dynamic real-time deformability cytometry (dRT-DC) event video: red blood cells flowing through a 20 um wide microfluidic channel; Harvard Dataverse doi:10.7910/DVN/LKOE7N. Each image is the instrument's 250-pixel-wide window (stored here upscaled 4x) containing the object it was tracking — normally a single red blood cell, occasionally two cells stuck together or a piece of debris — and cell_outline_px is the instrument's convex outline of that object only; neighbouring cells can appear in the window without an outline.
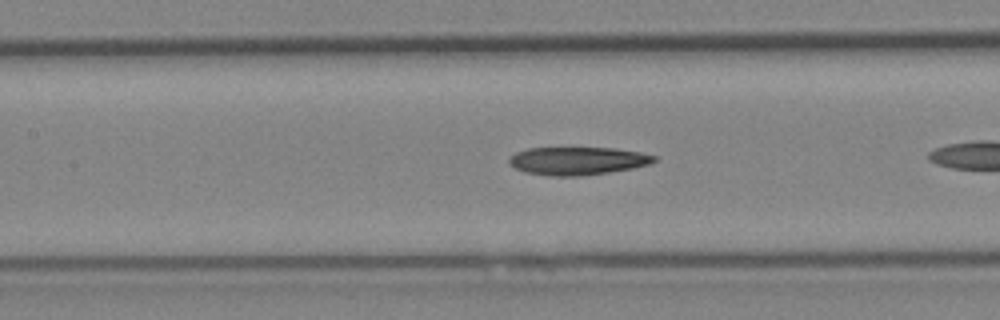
{"species": "Egyptian fruit bat (a non-hibernating species)", "species_latin": "Rousettus aegyptiacus", "temperature_condition": "cold", "stored_images_in_passage": 22, "camera_frame_rate_fps": 3000, "um_per_image_px": 0.085, "animal": {"sex": "female"}, "frame": {"image": 1, "passage_image": 7, "time_ms": 2.0, "image_size_px": [1000, 320], "cell_outline_px": [[656, 160], [648, 164], [632, 168], [608, 172], [580, 176], [548, 176], [524, 172], [508, 164], [508, 160], [516, 152], [528, 148], [612, 148], [640, 152], [656, 156]], "centroid_in_image_um": [49.05, 13.67], "position_along_channel_um": 158.3, "area_um2": 23.52}}
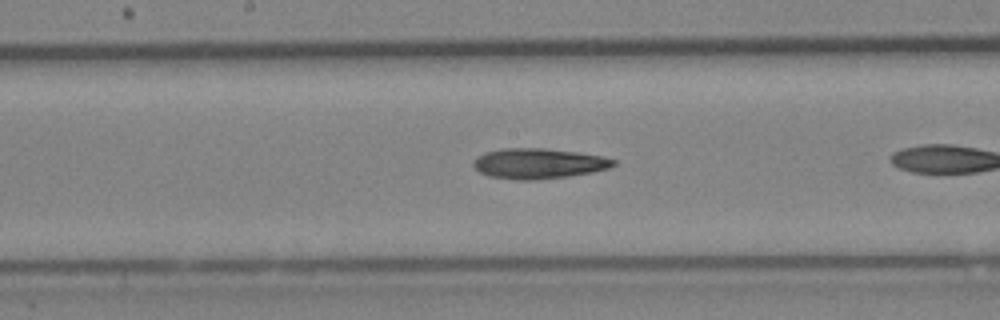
{"frame": {"image": 2, "passage_image": 10, "time_ms": 3.0, "image_size_px": [1000, 320], "cell_outline_px": [[616, 164], [608, 168], [592, 172], [568, 176], [532, 180], [516, 180], [488, 176], [480, 172], [472, 164], [484, 152], [500, 148], [544, 148], [576, 152], [604, 156], [616, 160]], "centroid_in_image_um": [45.78, 13.89], "position_along_channel_um": 202.4, "area_um2": 24.68}}